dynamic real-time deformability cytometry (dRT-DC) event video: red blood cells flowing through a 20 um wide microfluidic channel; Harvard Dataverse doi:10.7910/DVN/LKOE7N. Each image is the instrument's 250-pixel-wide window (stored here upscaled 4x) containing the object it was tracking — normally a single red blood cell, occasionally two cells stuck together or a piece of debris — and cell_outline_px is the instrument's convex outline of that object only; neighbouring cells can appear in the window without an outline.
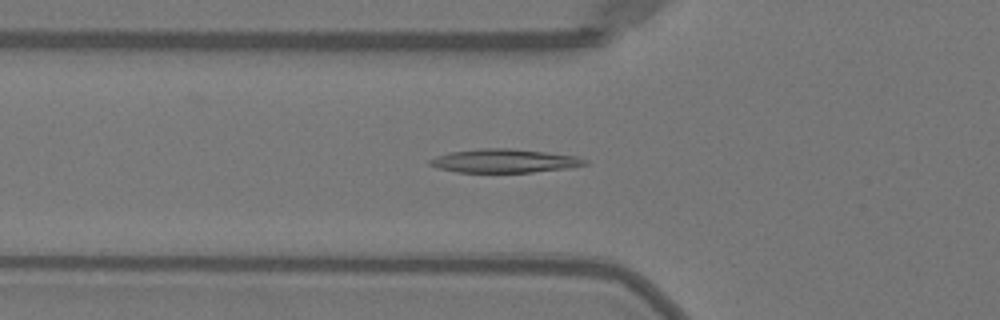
{"species": "Egyptian fruit bat (a non-hibernating species)", "species_latin": "Rousettus aegyptiacus", "temperature_condition": "warm", "stored_images_in_passage": 38, "camera_frame_rate_fps": 3000, "um_per_image_px": 0.085, "animal": {"sex": "female"}, "frame": {"image": 1, "passage_image": 4, "time_ms": 1.0, "image_size_px": [1000, 320], "cell_outline_px": [[588, 164], [572, 168], [532, 172], [456, 172], [440, 168], [428, 164], [428, 160], [436, 156], [452, 152], [480, 148], [508, 148], [580, 156], [588, 160]], "centroid_in_image_um": [42.93, 13.67], "position_along_channel_um": 82.9, "area_um2": 21.39}}
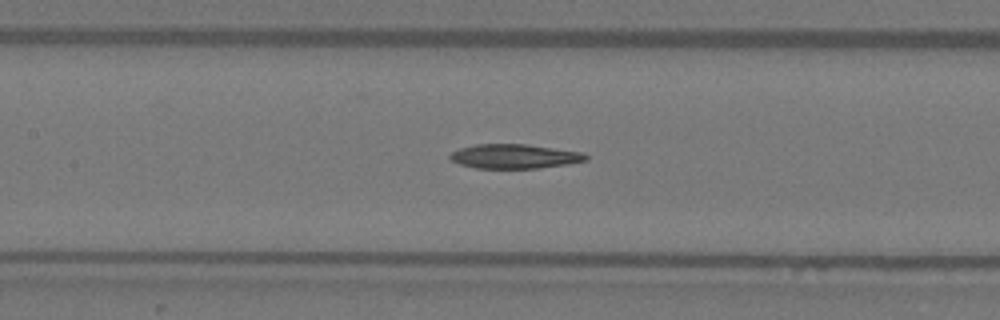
{"frame": {"image": 2, "passage_image": 10, "time_ms": 3.0, "image_size_px": [1000, 320], "cell_outline_px": [[588, 160], [568, 164], [540, 168], [476, 168], [460, 164], [452, 160], [448, 156], [452, 152], [460, 148], [476, 144], [524, 144], [584, 152], [588, 156]], "centroid_in_image_um": [43.76, 13.29], "position_along_channel_um": 163.6, "area_um2": 19.25}}
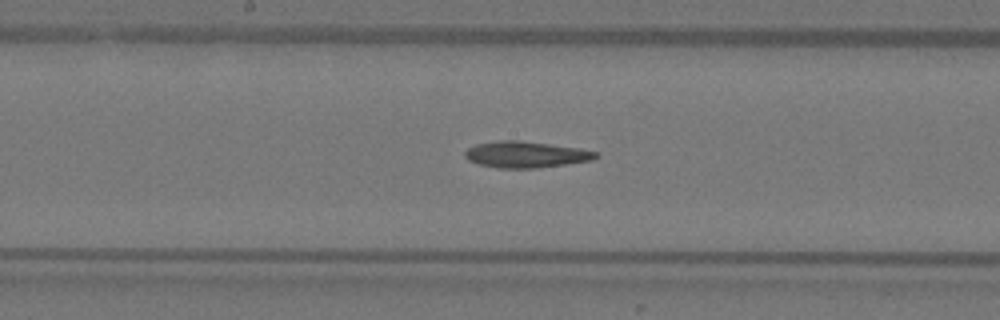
{"frame": {"image": 3, "passage_image": 13, "time_ms": 4.0, "image_size_px": [1000, 320], "cell_outline_px": [[600, 156], [592, 160], [536, 168], [496, 168], [480, 164], [468, 160], [464, 156], [464, 152], [468, 148], [476, 144], [500, 140], [520, 140], [580, 148], [600, 152]], "centroid_in_image_um": [44.71, 13.13], "position_along_channel_um": 203.5, "area_um2": 20.11}}